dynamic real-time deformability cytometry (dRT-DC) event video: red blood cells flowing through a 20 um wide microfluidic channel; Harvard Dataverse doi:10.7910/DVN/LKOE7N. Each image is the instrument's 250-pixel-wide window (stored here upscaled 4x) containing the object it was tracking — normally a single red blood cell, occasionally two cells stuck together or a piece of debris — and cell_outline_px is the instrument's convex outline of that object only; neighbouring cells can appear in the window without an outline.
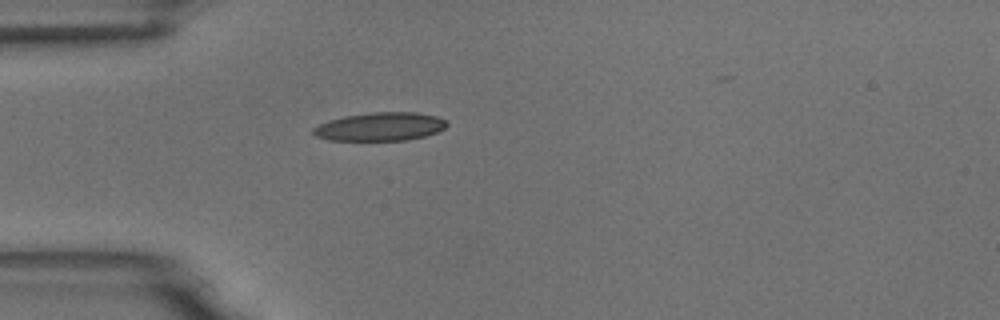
{"species": "common noctule bat (a hibernating species)", "species_latin": "Nyctalus noctula", "temperature_condition": "room temperature", "stored_images_in_passage": 1, "camera_frame_rate_fps": 3000, "um_per_image_px": 0.085, "animal": {"sex": "male", "body_mass_g": 18.8}, "frame": {"image": 1, "passage_image": 1, "time_ms": 0.0, "image_size_px": [1000, 320], "cell_outline_px": [[448, 124], [444, 128], [436, 132], [424, 136], [408, 140], [328, 140], [316, 136], [312, 132], [312, 128], [328, 120], [344, 116], [368, 112], [416, 112], [436, 116], [448, 120]], "centroid_in_image_um": [32.31, 10.75], "position_along_channel_um": 52.7, "area_um2": 22.2}}